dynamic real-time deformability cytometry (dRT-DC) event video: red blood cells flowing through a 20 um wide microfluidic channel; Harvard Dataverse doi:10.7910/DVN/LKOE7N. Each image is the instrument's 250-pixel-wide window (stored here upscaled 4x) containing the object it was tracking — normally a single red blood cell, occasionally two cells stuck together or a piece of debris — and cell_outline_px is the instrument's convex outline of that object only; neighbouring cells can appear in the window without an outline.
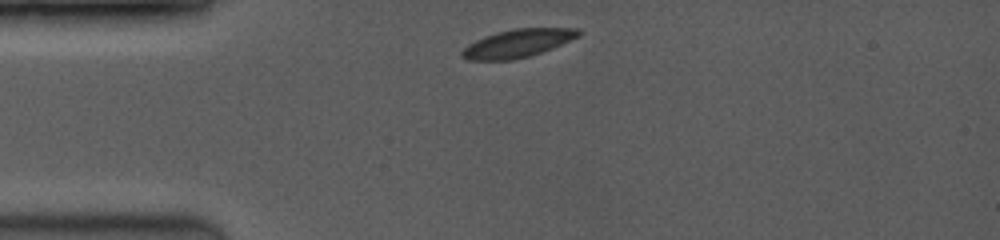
{"species": "common noctule bat (a hibernating species)", "species_latin": "Nyctalus noctula", "temperature_condition": "room temperature", "stored_images_in_passage": 16, "camera_frame_rate_fps": 3500, "um_per_image_px": 0.085, "animal": {"sex": "female", "body_mass_g": 19.0, "forearm_length_mm": 53.3}, "frame": {"image": 1, "passage_image": 1, "time_ms": 0.0, "image_size_px": [1000, 240], "cell_outline_px": [[580, 36], [552, 48], [528, 56], [512, 60], [464, 60], [460, 56], [460, 52], [468, 44], [484, 36], [496, 32], [512, 28], [576, 28], [580, 32]], "centroid_in_image_um": [43.95, 3.68], "position_along_channel_um": 41.1, "area_um2": 19.07}}
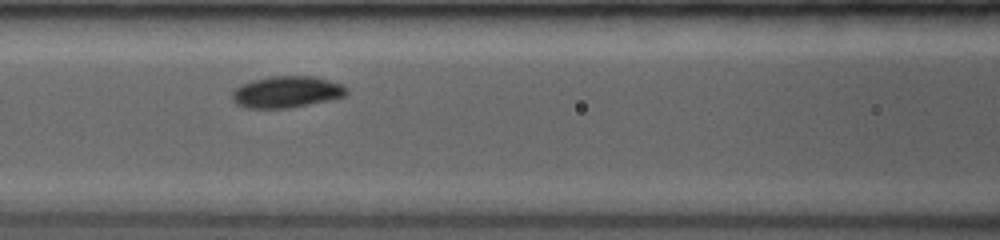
{"frame": {"image": 2, "passage_image": 10, "time_ms": 3.143, "image_size_px": [1000, 240], "cell_outline_px": [[348, 92], [344, 96], [328, 100], [288, 108], [248, 108], [236, 104], [232, 100], [232, 92], [240, 84], [252, 80], [272, 76], [316, 76], [340, 84], [348, 88]], "centroid_in_image_um": [24.34, 7.81], "position_along_channel_um": 142.3, "area_um2": 20.98}}
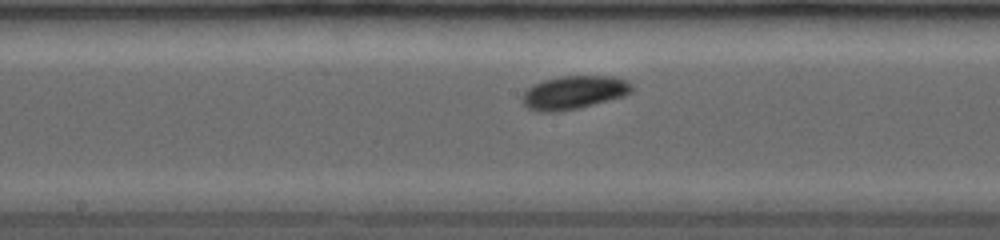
{"frame": {"image": 3, "passage_image": 14, "time_ms": 4.571, "image_size_px": [1000, 240], "cell_outline_px": [[632, 92], [624, 96], [576, 108], [556, 112], [536, 112], [528, 108], [524, 104], [524, 92], [532, 84], [544, 80], [560, 76], [612, 76], [628, 80], [632, 84]], "centroid_in_image_um": [48.79, 7.85], "position_along_channel_um": 199.4, "area_um2": 21.15}}